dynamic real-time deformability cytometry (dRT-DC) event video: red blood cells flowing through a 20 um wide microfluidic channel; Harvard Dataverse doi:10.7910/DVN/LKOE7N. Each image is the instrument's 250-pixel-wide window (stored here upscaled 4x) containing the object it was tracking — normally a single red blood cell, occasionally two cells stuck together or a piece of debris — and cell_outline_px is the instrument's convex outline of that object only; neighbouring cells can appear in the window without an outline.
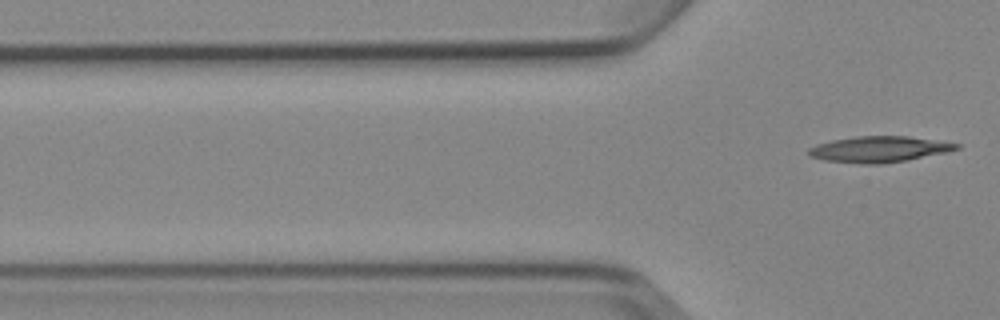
{"species": "Egyptian fruit bat (a non-hibernating species)", "species_latin": "Rousettus aegyptiacus", "temperature_condition": "cold", "stored_images_in_passage": 7, "segment_of_instrument_passage": [2, 2], "camera_frame_rate_fps": 3000, "um_per_image_px": 0.085, "animal": {"sex": "female"}, "frame": {"image": 1, "passage_image": 7, "time_ms": 7.333, "image_size_px": [1000, 320], "cell_outline_px": [[960, 148], [948, 152], [908, 160], [880, 164], [860, 164], [824, 160], [812, 156], [808, 152], [808, 148], [816, 144], [832, 140], [856, 136], [908, 136], [960, 144]], "centroid_in_image_um": [74.73, 12.69], "position_along_channel_um": 51.1, "area_um2": 22.37}}